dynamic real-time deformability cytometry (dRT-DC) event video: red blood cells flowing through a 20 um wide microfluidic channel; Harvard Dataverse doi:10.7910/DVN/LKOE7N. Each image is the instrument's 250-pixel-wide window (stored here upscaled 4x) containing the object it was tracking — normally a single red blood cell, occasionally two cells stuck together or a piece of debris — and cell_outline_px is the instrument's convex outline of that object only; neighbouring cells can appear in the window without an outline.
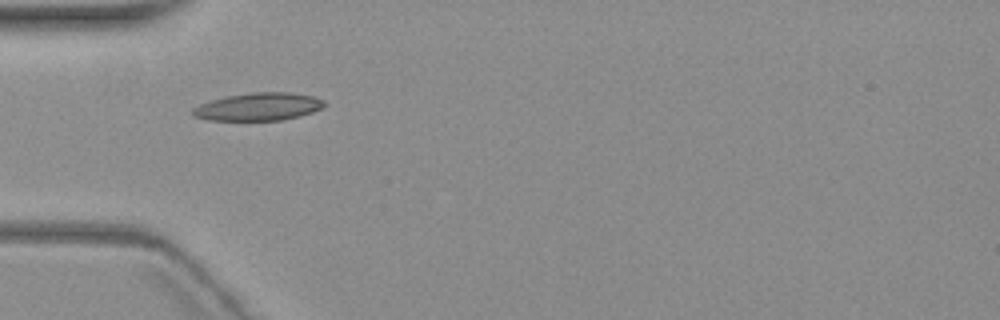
{"species": "common noctule bat (a hibernating species)", "species_latin": "Nyctalus noctula", "temperature_condition": "warm", "stored_images_in_passage": 5, "camera_frame_rate_fps": 3000, "um_per_image_px": 0.085, "animal": {"sex": "female", "body_mass_g": 19.3, "forearm_length_mm": 54.1}, "frame": {"image": 1, "passage_image": 1, "time_ms": 0.0, "image_size_px": [1000, 320], "cell_outline_px": [[328, 104], [312, 112], [300, 116], [280, 120], [208, 120], [196, 116], [192, 112], [192, 108], [200, 104], [212, 100], [228, 96], [252, 92], [292, 92], [312, 96], [324, 100]], "centroid_in_image_um": [22.01, 9.06], "position_along_channel_um": 63.0, "area_um2": 21.15}}
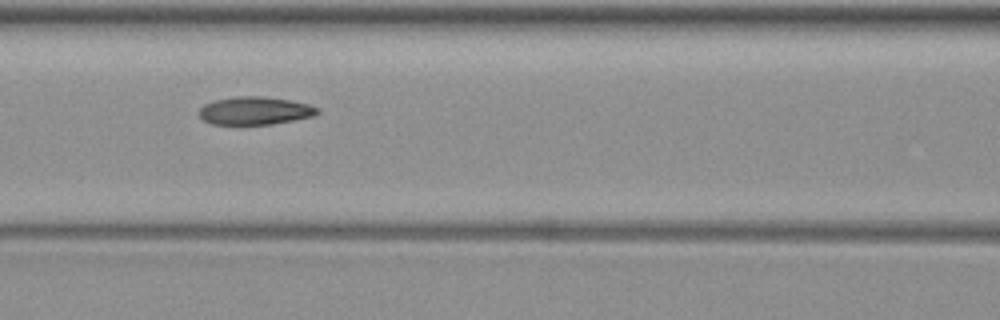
{"frame": {"image": 2, "passage_image": 3, "time_ms": 2.333, "image_size_px": [1000, 320], "cell_outline_px": [[320, 112], [312, 116], [272, 124], [212, 124], [204, 120], [196, 112], [204, 104], [216, 100], [236, 96], [264, 96], [288, 100], [308, 104], [320, 108]], "centroid_in_image_um": [21.65, 9.4], "position_along_channel_um": 145.0, "area_um2": 19.19}}
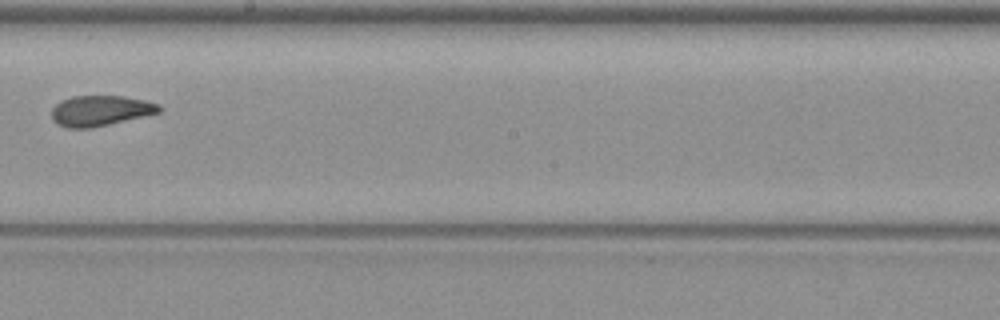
{"frame": {"image": 3, "passage_image": 5, "time_ms": 5.0, "image_size_px": [1000, 320], "cell_outline_px": [[160, 112], [144, 116], [92, 128], [68, 128], [56, 124], [52, 120], [52, 108], [60, 100], [72, 96], [124, 96], [144, 100], [160, 104]], "centroid_in_image_um": [8.5, 9.41], "position_along_channel_um": 239.7, "area_um2": 19.13}}